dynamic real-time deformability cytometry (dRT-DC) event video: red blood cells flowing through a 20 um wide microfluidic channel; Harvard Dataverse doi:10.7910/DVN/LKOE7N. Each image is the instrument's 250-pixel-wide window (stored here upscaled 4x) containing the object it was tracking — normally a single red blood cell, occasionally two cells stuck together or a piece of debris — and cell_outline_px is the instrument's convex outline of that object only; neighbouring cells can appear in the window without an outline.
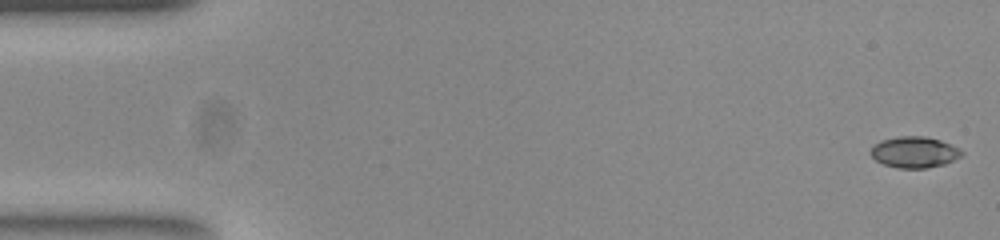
{"species": "common noctule bat (a hibernating species)", "species_latin": "Nyctalus noctula", "temperature_condition": "room temperature", "stored_images_in_passage": 49, "camera_frame_rate_fps": 3000, "um_per_image_px": 0.085, "animal": {"sex": "female", "body_mass_g": 23.0, "forearm_length_mm": 53.4}, "frame": {"image": 1, "passage_image": 1, "time_ms": 0.0, "image_size_px": [1000, 240], "cell_outline_px": [[964, 156], [944, 164], [924, 168], [896, 168], [884, 164], [876, 160], [868, 152], [880, 140], [896, 136], [924, 136], [940, 140], [960, 148], [964, 152]], "centroid_in_image_um": [77.74, 12.93], "position_along_channel_um": 7.3, "area_um2": 16.65}}
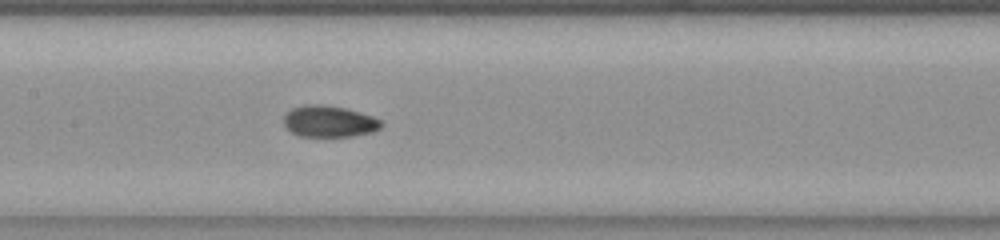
{"frame": {"image": 2, "passage_image": 25, "time_ms": 8.0, "image_size_px": [1000, 240], "cell_outline_px": [[384, 124], [380, 128], [372, 132], [352, 136], [300, 136], [292, 132], [284, 124], [284, 116], [292, 108], [304, 104], [320, 104], [344, 108], [360, 112], [372, 116], [380, 120]], "centroid_in_image_um": [27.99, 10.31], "position_along_channel_um": 179.4, "area_um2": 17.74}}
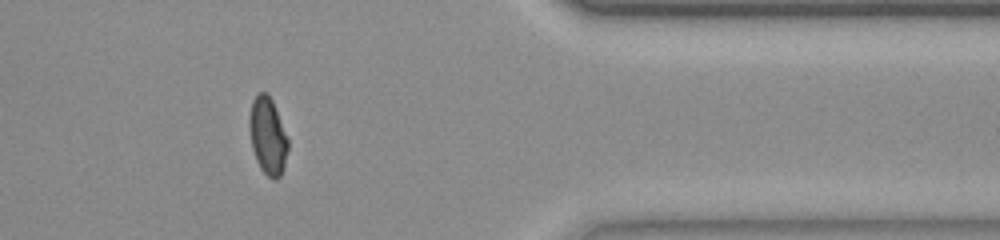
{"frame": {"image": 3, "passage_image": 43, "time_ms": 14.0, "image_size_px": [1000, 240], "cell_outline_px": [[288, 148], [284, 168], [280, 176], [276, 180], [272, 180], [260, 168], [256, 160], [252, 148], [248, 128], [248, 116], [252, 100], [256, 92], [268, 92], [272, 100], [288, 140]], "centroid_in_image_um": [22.73, 11.54], "position_along_channel_um": 388.7, "area_um2": 17.63}}